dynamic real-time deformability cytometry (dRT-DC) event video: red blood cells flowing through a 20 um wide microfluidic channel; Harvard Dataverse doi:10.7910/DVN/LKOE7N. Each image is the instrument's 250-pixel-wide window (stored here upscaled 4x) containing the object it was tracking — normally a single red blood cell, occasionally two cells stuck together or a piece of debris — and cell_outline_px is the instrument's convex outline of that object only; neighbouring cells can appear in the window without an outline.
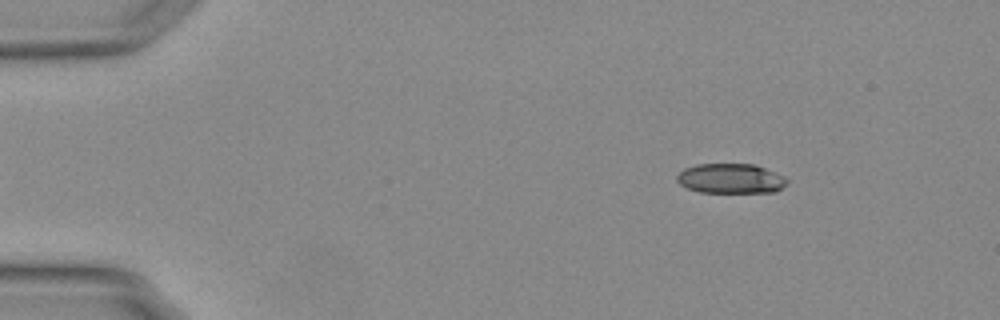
{"species": "Egyptian fruit bat (a non-hibernating species)", "species_latin": "Rousettus aegyptiacus", "temperature_condition": "warm", "stored_images_in_passage": 51, "camera_frame_rate_fps": 3000, "um_per_image_px": 0.085, "animal": {"sex": "female"}, "frame": {"image": 1, "passage_image": 3, "time_ms": 0.667, "image_size_px": [1000, 320], "cell_outline_px": [[788, 184], [776, 192], [700, 192], [688, 188], [680, 184], [676, 180], [676, 176], [684, 168], [696, 164], [756, 164], [776, 172], [784, 176], [788, 180]], "centroid_in_image_um": [62.14, 15.17], "position_along_channel_um": 22.9, "area_um2": 19.31}}
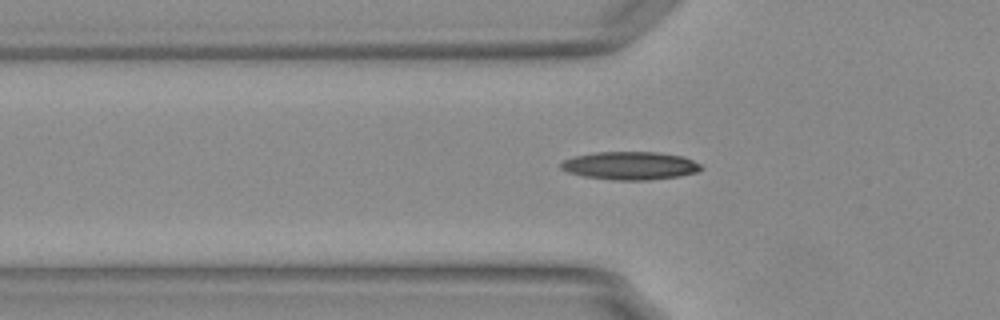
{"frame": {"image": 2, "passage_image": 14, "time_ms": 4.333, "image_size_px": [1000, 320], "cell_outline_px": [[704, 168], [696, 172], [680, 176], [648, 180], [612, 180], [584, 176], [568, 172], [560, 168], [560, 164], [564, 160], [572, 156], [596, 152], [660, 152], [684, 156], [700, 164]], "centroid_in_image_um": [53.57, 14.07], "position_along_channel_um": 72.2, "area_um2": 23.06}}
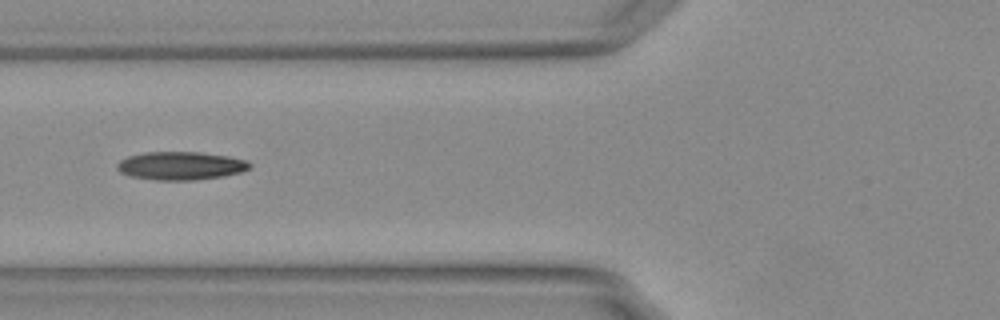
{"frame": {"image": 3, "passage_image": 17, "time_ms": 5.333, "image_size_px": [1000, 320], "cell_outline_px": [[252, 164], [248, 168], [240, 172], [224, 176], [196, 180], [156, 180], [132, 176], [120, 172], [116, 168], [116, 164], [120, 160], [128, 156], [144, 152], [200, 152], [228, 156], [244, 160]], "centroid_in_image_um": [15.33, 14.09], "position_along_channel_um": 110.5, "area_um2": 21.73}, "authors_computed_cell_mechanics": {"area_um2": 20.9236, "velocity_mm_per_s": 3.7876, "shape_relaxation_time_tau1_ms": 8.5154, "shape_relaxation_time_tau2_ms": 2.6834, "deformation_change_tau1": 0.2256, "deformation_change_tau2": 0.0951}}